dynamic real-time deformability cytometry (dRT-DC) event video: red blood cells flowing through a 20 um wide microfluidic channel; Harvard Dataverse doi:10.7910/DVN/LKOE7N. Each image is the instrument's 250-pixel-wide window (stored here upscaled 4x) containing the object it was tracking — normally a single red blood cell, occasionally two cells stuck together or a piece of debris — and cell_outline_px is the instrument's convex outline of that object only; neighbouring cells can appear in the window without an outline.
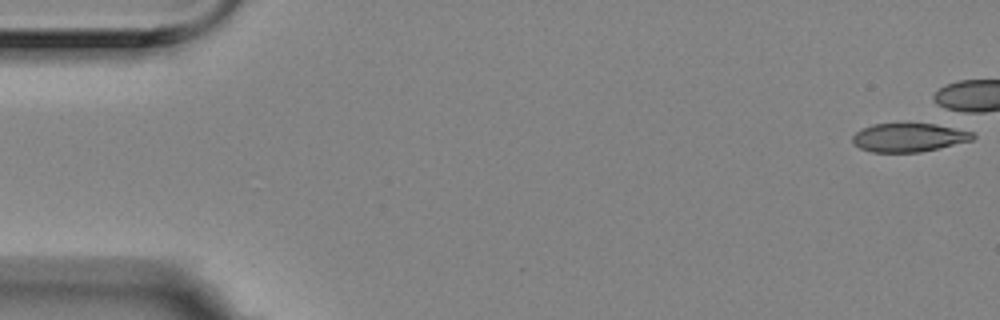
{"species": "Egyptian fruit bat (a non-hibernating species)", "species_latin": "Rousettus aegyptiacus", "temperature_condition": "room temperature", "stored_images_in_passage": 2, "camera_frame_rate_fps": 3000, "um_per_image_px": 0.085, "animal": {"sex": "female"}, "frame": {"image": 1, "passage_image": 2, "time_ms": 0.333, "image_size_px": [1000, 320], "cell_outline_px": [[976, 136], [972, 140], [940, 148], [920, 152], [872, 152], [860, 148], [852, 140], [852, 136], [860, 128], [872, 124], [936, 124], [964, 128], [972, 132]], "centroid_in_image_um": [77.3, 11.68], "position_along_channel_um": 7.7, "area_um2": 20.23}}